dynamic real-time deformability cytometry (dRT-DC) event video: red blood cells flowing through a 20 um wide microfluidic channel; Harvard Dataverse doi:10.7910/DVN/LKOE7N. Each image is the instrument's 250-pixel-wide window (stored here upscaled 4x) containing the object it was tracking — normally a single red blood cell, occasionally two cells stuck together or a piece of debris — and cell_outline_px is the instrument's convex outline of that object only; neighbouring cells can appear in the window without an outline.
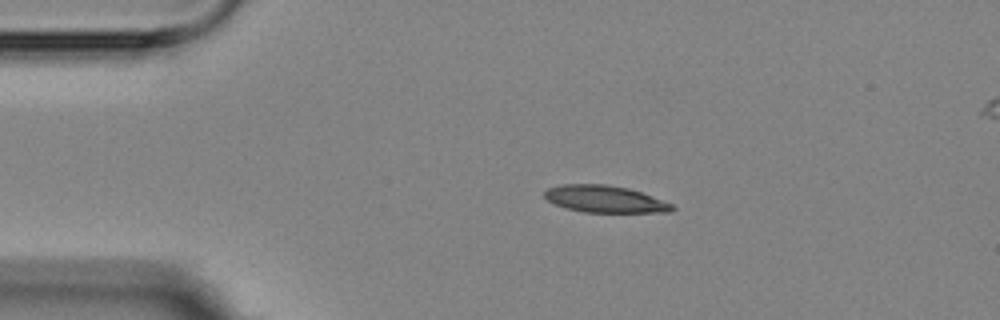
{"species": "Egyptian fruit bat (a non-hibernating species)", "species_latin": "Rousettus aegyptiacus", "temperature_condition": "room temperature", "stored_images_in_passage": 3, "camera_frame_rate_fps": 3000, "um_per_image_px": 0.085, "animal": {"sex": "female"}, "frame": {"image": 1, "passage_image": 1, "time_ms": 0.0, "image_size_px": [1000, 320], "cell_outline_px": [[676, 208], [672, 212], [584, 212], [564, 208], [548, 200], [544, 196], [544, 192], [548, 188], [560, 184], [604, 184], [628, 188], [640, 192], [672, 204]], "centroid_in_image_um": [51.39, 16.92], "position_along_channel_um": 33.6, "area_um2": 19.94}}
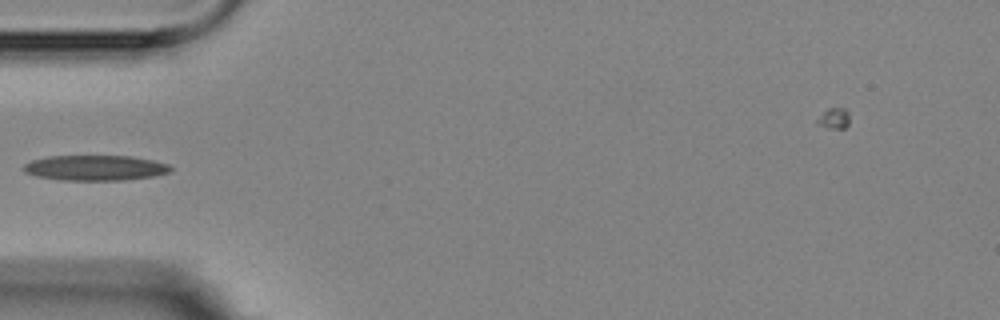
{"frame": {"image": 2, "passage_image": 3, "time_ms": 2.333, "image_size_px": [1000, 320], "cell_outline_px": [[172, 172], [156, 176], [124, 180], [60, 180], [36, 176], [24, 172], [24, 164], [32, 160], [48, 156], [132, 156], [152, 160], [168, 164], [172, 168]], "centroid_in_image_um": [8.12, 14.27], "position_along_channel_um": 76.9, "area_um2": 21.79}}